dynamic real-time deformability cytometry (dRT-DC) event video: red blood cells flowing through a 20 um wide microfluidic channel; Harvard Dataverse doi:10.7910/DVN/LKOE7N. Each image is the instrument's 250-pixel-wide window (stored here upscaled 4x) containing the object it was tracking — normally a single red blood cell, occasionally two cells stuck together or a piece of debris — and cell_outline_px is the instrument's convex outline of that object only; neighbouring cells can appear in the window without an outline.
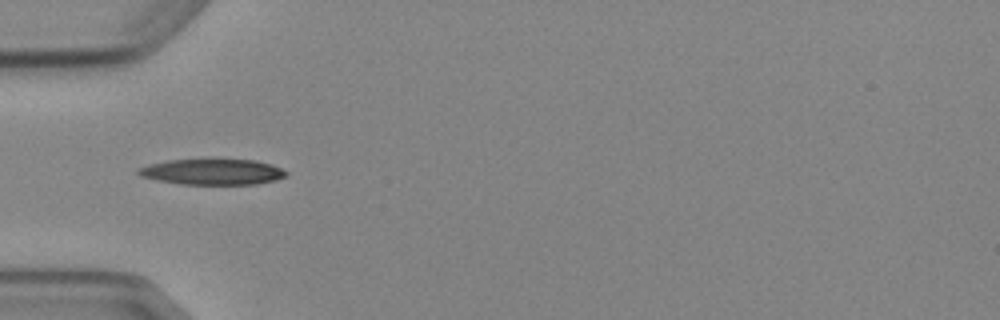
{"species": "Egyptian fruit bat (a non-hibernating species)", "species_latin": "Rousettus aegyptiacus", "temperature_condition": "cold", "stored_images_in_passage": 8, "camera_frame_rate_fps": 3000, "um_per_image_px": 0.085, "animal": {"sex": "female"}, "frame": {"image": 1, "passage_image": 5, "time_ms": 4.667, "image_size_px": [1000, 320], "cell_outline_px": [[288, 176], [276, 180], [256, 184], [180, 184], [156, 180], [140, 176], [136, 172], [136, 168], [148, 164], [168, 160], [256, 160], [272, 164], [288, 172]], "centroid_in_image_um": [18.04, 14.61], "position_along_channel_um": 67.0, "area_um2": 22.25}}
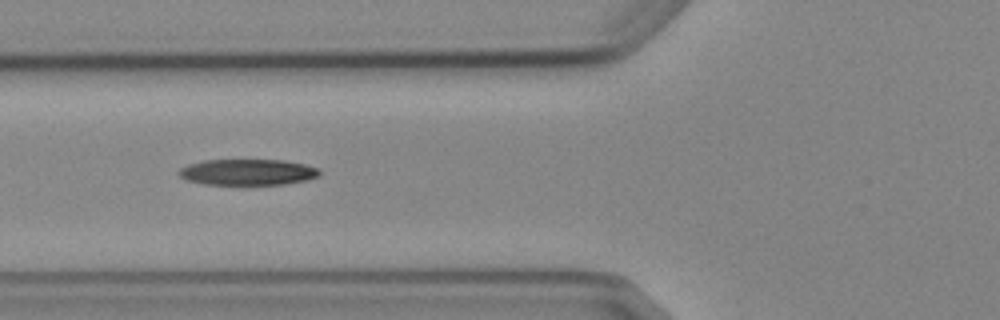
{"frame": {"image": 2, "passage_image": 6, "time_ms": 5.667, "image_size_px": [1000, 320], "cell_outline_px": [[320, 176], [308, 180], [284, 184], [204, 184], [184, 180], [176, 172], [180, 168], [188, 164], [204, 160], [284, 160], [304, 164], [320, 168]], "centroid_in_image_um": [21.05, 14.63], "position_along_channel_um": 104.8, "area_um2": 21.5}}